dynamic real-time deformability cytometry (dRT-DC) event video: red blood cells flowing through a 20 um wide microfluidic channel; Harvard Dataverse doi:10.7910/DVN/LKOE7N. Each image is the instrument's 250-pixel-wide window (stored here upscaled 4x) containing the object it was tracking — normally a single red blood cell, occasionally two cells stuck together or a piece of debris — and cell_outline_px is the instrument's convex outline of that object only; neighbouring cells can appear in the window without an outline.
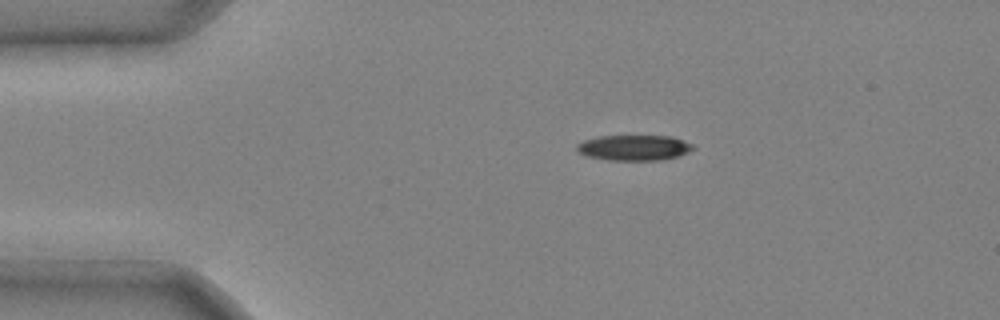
{"species": "common noctule bat (a hibernating species)", "species_latin": "Nyctalus noctula", "temperature_condition": "cold", "stored_images_in_passage": 2, "camera_frame_rate_fps": 3000, "um_per_image_px": 0.085, "animal": {"sex": "male", "body_mass_g": 20.4}, "frame": {"image": 1, "passage_image": 1, "time_ms": 0.0, "image_size_px": [1000, 320], "cell_outline_px": [[696, 148], [688, 152], [676, 156], [660, 160], [608, 160], [584, 156], [576, 148], [576, 144], [584, 140], [600, 136], [672, 136], [692, 144]], "centroid_in_image_um": [53.87, 12.55], "position_along_channel_um": 31.1, "area_um2": 17.22}}